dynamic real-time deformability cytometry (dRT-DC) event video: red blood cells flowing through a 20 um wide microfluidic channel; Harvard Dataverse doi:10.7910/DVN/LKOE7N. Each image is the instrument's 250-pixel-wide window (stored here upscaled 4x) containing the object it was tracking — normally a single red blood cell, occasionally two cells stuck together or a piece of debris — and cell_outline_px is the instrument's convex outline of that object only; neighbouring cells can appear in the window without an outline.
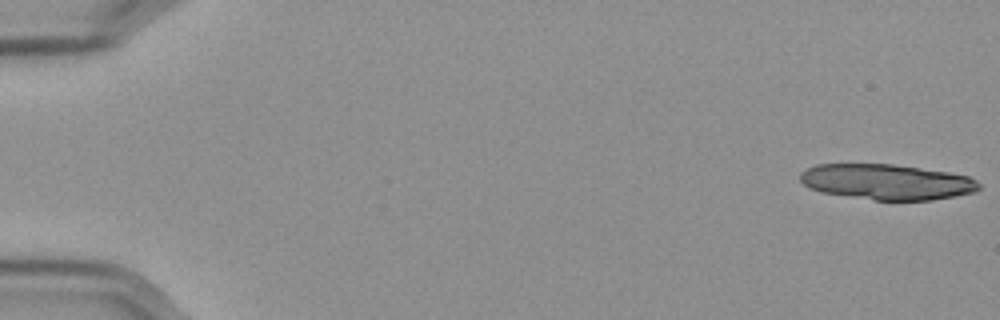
{"species": "Egyptian fruit bat (a non-hibernating species)", "species_latin": "Rousettus aegyptiacus", "temperature_condition": "cold", "stored_images_in_passage": 18, "camera_frame_rate_fps": 3000, "um_per_image_px": 0.085, "frame": {"image": 1, "passage_image": 1, "time_ms": 0.0, "image_size_px": [1000, 320], "cell_outline_px": [[980, 188], [976, 192], [956, 196], [932, 200], [876, 200], [820, 192], [808, 188], [800, 180], [800, 172], [816, 164], [892, 164], [948, 172], [968, 176], [976, 180], [980, 184]], "centroid_in_image_um": [75.38, 15.46], "position_along_channel_um": 9.6, "area_um2": 37.05}}